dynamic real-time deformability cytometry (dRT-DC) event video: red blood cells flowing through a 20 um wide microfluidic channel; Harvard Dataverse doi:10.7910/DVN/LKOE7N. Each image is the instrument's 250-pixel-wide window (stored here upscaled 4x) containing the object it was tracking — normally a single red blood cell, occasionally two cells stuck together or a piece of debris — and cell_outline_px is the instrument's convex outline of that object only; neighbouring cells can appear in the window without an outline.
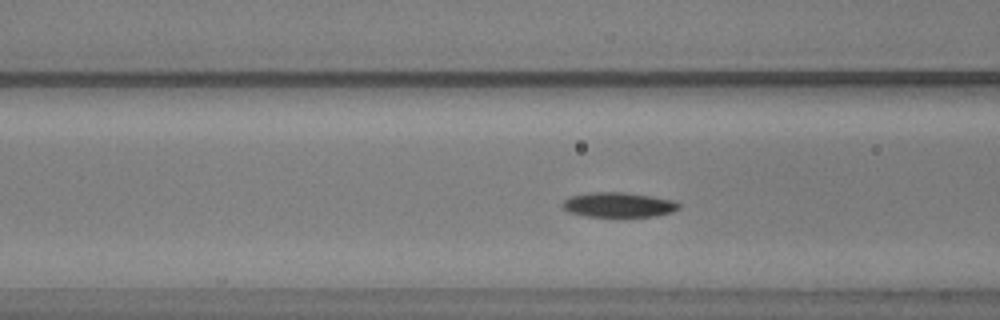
{"species": "common noctule bat (a hibernating species)", "species_latin": "Nyctalus noctula", "temperature_condition": "warm", "stored_images_in_passage": 52, "segment_of_instrument_passage": [1, 2], "camera_frame_rate_fps": 3000, "um_per_image_px": 0.085, "animal": {"sex": "male", "body_mass_g": 20.5, "forearm_length_mm": 52.5}, "frame": {"image": 1, "passage_image": 17, "time_ms": 5.333, "image_size_px": [1000, 320], "cell_outline_px": [[680, 208], [672, 212], [656, 216], [584, 216], [568, 212], [560, 204], [568, 196], [588, 192], [628, 192], [652, 196], [672, 200], [680, 204]], "centroid_in_image_um": [52.54, 17.39], "position_along_channel_um": 114.1, "area_um2": 16.99}}
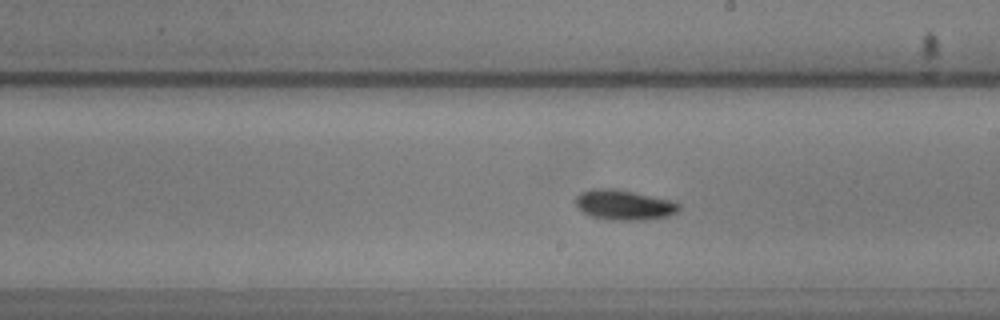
{"frame": {"image": 2, "passage_image": 27, "time_ms": 8.667, "image_size_px": [1000, 320], "cell_outline_px": [[680, 208], [676, 212], [668, 216], [644, 220], [612, 220], [592, 216], [580, 212], [576, 208], [576, 196], [580, 192], [592, 188], [612, 188], [676, 200], [680, 204]], "centroid_in_image_um": [53.04, 17.41], "position_along_channel_um": 236.0, "area_um2": 18.44}}
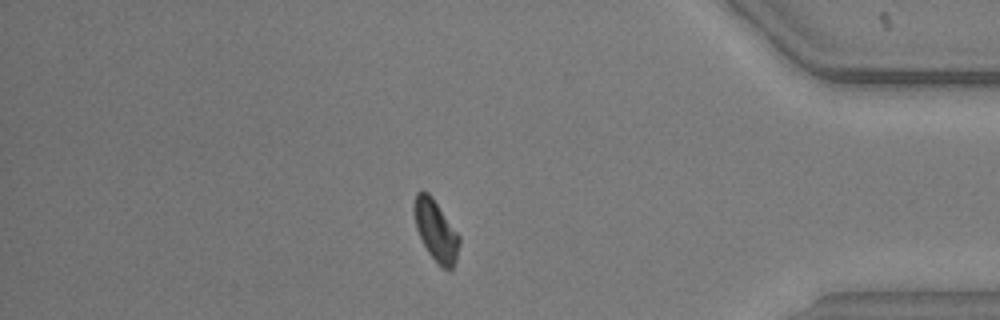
{"frame": {"image": 3, "passage_image": 43, "time_ms": 14.0, "image_size_px": [1000, 320], "cell_outline_px": [[460, 244], [456, 260], [452, 268], [444, 268], [428, 252], [416, 228], [412, 208], [416, 192], [428, 192], [432, 196], [460, 236]], "centroid_in_image_um": [37.04, 19.55], "position_along_channel_um": 398.2, "area_um2": 15.84}}